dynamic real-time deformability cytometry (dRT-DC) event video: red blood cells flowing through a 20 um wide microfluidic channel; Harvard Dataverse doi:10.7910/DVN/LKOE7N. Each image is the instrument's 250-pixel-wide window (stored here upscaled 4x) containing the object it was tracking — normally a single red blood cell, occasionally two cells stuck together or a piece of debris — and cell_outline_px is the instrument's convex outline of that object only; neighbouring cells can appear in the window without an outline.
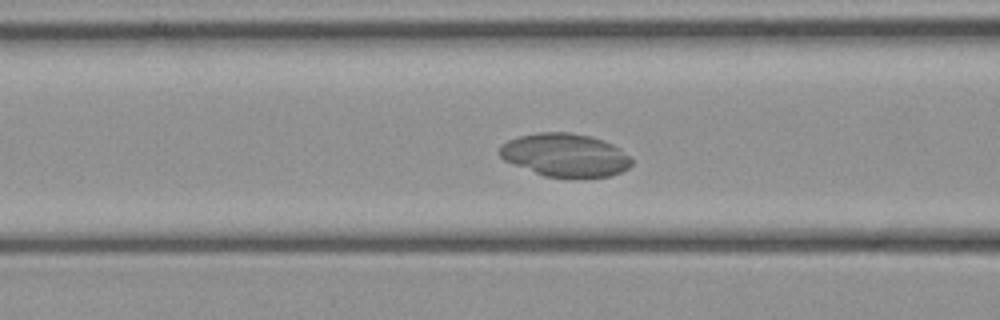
{"species": "common noctule bat (a hibernating species)", "species_latin": "Nyctalus noctula", "temperature_condition": "cold", "stored_images_in_passage": 45, "camera_frame_rate_fps": 3000, "um_per_image_px": 0.085, "animal": {"sex": "female", "body_mass_g": 21.9}, "frame": {"image": 1, "passage_image": 18, "time_ms": 5.667, "image_size_px": [1000, 320], "cell_outline_px": [[632, 164], [628, 168], [620, 172], [608, 176], [544, 176], [512, 164], [504, 160], [496, 152], [500, 144], [508, 140], [520, 136], [540, 132], [572, 132], [592, 136], [604, 140], [620, 148], [632, 160]], "centroid_in_image_um": [47.99, 13.15], "position_along_channel_um": 118.6, "area_um2": 33.12}}
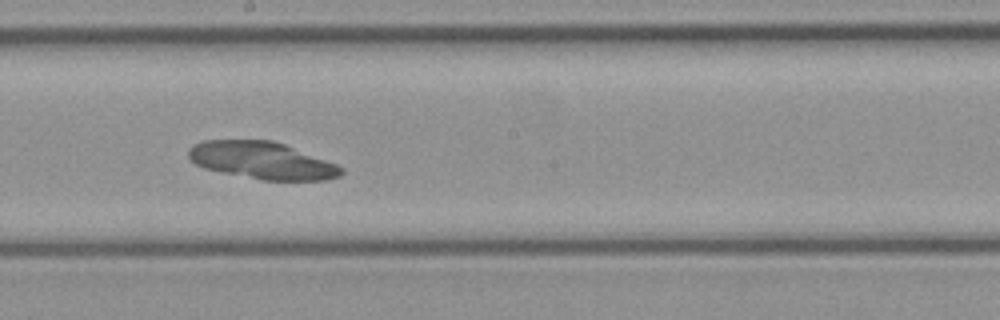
{"frame": {"image": 2, "passage_image": 25, "time_ms": 8.0, "image_size_px": [1000, 320], "cell_outline_px": [[344, 172], [340, 176], [324, 180], [264, 180], [204, 168], [188, 160], [188, 148], [192, 144], [204, 140], [272, 140], [284, 144], [336, 164], [344, 168]], "centroid_in_image_um": [22.24, 13.63], "position_along_channel_um": 226.0, "area_um2": 32.95}}